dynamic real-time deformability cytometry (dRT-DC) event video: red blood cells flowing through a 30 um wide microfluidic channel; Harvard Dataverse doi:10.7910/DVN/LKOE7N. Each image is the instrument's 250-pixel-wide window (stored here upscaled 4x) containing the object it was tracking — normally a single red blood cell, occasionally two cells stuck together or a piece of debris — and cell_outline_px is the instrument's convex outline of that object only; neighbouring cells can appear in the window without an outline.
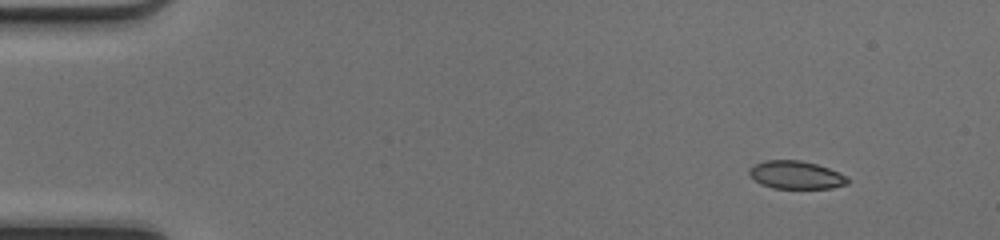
{"species": "common noctule bat (a hibernating species)", "species_latin": "Nyctalus noctula", "temperature_condition": "cold", "stored_images_in_passage": 45, "camera_frame_rate_fps": 3000, "um_per_image_px": 0.085, "animal": {"sex": "female", "body_mass_g": 17.0, "forearm_length_mm": 48.0}, "frame": {"image": 1, "passage_image": 1, "time_ms": 0.0, "image_size_px": [1000, 240], "cell_outline_px": [[848, 184], [832, 188], [772, 188], [760, 184], [748, 172], [748, 168], [764, 160], [800, 160], [816, 164], [828, 168], [848, 176]], "centroid_in_image_um": [67.66, 14.87], "position_along_channel_um": 17.3, "area_um2": 16.01}}
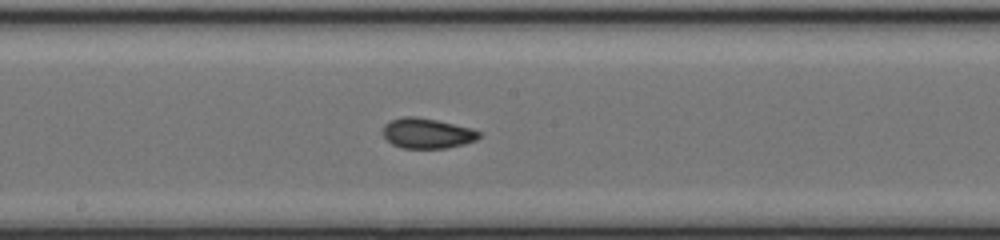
{"frame": {"image": 2, "passage_image": 23, "time_ms": 7.333, "image_size_px": [1000, 240], "cell_outline_px": [[480, 136], [476, 140], [464, 144], [448, 148], [400, 148], [392, 144], [384, 136], [384, 124], [392, 120], [404, 116], [416, 116], [436, 120], [472, 128], [480, 132]], "centroid_in_image_um": [36.32, 11.33], "position_along_channel_um": 211.9, "area_um2": 16.88}}
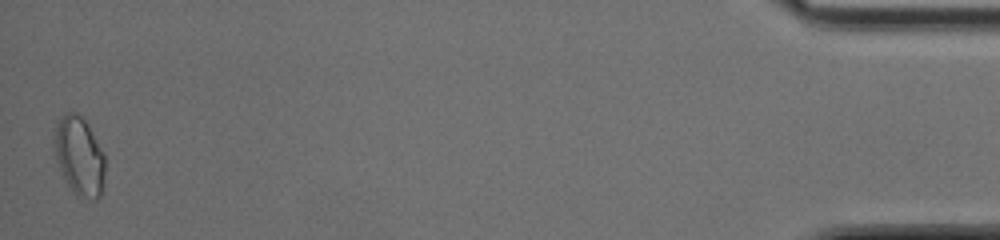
{"frame": {"image": 3, "passage_image": 45, "time_ms": 14.667, "image_size_px": [1000, 240], "cell_outline_px": [[104, 180], [100, 196], [96, 200], [92, 200], [76, 196], [72, 192], [56, 160], [56, 124], [68, 112], [76, 112], [88, 124], [104, 152]], "centroid_in_image_um": [6.79, 13.32], "position_along_channel_um": 428.4, "area_um2": 22.89}, "authors_computed_cell_mechanics": {"area_um2": 16.9932, "velocity_mm_per_s": 4.2127, "shape_relaxation_time_tau1_ms": null, "shape_relaxation_time_tau2_ms": 1.1412, "deformation_change_tau1": null, "deformation_change_tau2": 0.0504}}